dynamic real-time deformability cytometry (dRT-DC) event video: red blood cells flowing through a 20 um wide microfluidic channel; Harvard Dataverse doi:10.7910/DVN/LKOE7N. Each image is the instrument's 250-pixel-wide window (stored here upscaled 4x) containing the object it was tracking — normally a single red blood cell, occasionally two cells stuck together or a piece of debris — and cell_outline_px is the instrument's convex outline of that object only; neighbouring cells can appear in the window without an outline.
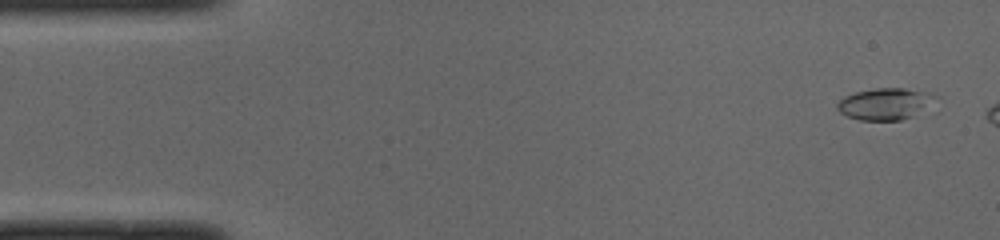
{"species": "common noctule bat (a hibernating species)", "species_latin": "Nyctalus noctula", "temperature_condition": "cold", "stored_images_in_passage": 7, "camera_frame_rate_fps": 3000, "um_per_image_px": 0.085, "animal": {"sex": "male", "body_mass_g": 19.0, "forearm_length_mm": 50.8}, "frame": {"image": 1, "passage_image": 2, "time_ms": 0.333, "image_size_px": [1000, 240], "cell_outline_px": [[940, 96], [912, 116], [900, 120], [860, 120], [848, 116], [840, 112], [836, 108], [836, 104], [844, 96], [856, 92], [876, 88], [904, 88], [928, 92]], "centroid_in_image_um": [75.2, 8.81], "position_along_channel_um": 9.8, "area_um2": 17.86}}